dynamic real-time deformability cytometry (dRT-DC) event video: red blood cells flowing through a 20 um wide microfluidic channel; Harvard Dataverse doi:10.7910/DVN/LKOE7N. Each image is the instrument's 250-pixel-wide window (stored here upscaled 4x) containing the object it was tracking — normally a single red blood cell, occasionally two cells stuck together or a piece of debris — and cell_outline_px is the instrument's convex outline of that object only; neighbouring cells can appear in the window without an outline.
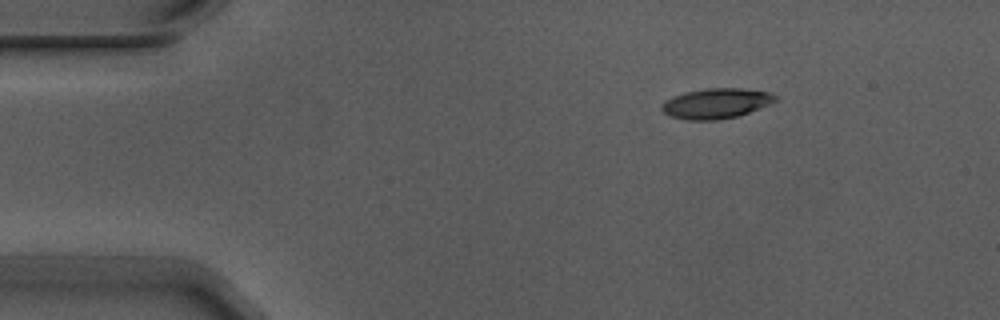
{"species": "Egyptian fruit bat (a non-hibernating species)", "species_latin": "Rousettus aegyptiacus", "temperature_condition": "warm", "stored_images_in_passage": 4, "camera_frame_rate_fps": 3000, "um_per_image_px": 0.085, "animal": {"sex": "male"}, "frame": {"image": 1, "passage_image": 1, "time_ms": 0.0, "image_size_px": [1000, 320], "cell_outline_px": [[780, 100], [748, 112], [736, 116], [716, 120], [688, 120], [672, 116], [664, 112], [660, 108], [672, 96], [684, 92], [704, 88], [740, 88], [768, 92], [776, 96]], "centroid_in_image_um": [60.89, 8.78], "position_along_channel_um": 24.1, "area_um2": 19.77}}
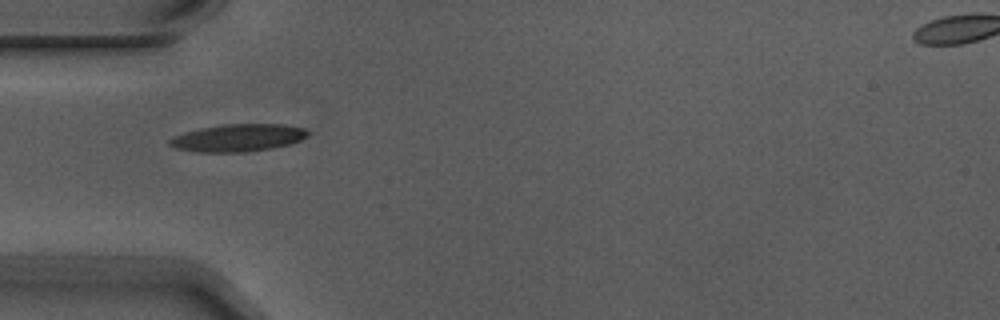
{"frame": {"image": 2, "passage_image": 3, "time_ms": 0.667, "image_size_px": [1000, 320], "cell_outline_px": [[312, 132], [308, 136], [300, 140], [288, 144], [272, 148], [244, 152], [200, 152], [176, 148], [168, 144], [168, 140], [176, 136], [200, 128], [224, 124], [284, 124], [304, 128]], "centroid_in_image_um": [20.29, 11.71], "position_along_channel_um": 64.7, "area_um2": 21.96}}